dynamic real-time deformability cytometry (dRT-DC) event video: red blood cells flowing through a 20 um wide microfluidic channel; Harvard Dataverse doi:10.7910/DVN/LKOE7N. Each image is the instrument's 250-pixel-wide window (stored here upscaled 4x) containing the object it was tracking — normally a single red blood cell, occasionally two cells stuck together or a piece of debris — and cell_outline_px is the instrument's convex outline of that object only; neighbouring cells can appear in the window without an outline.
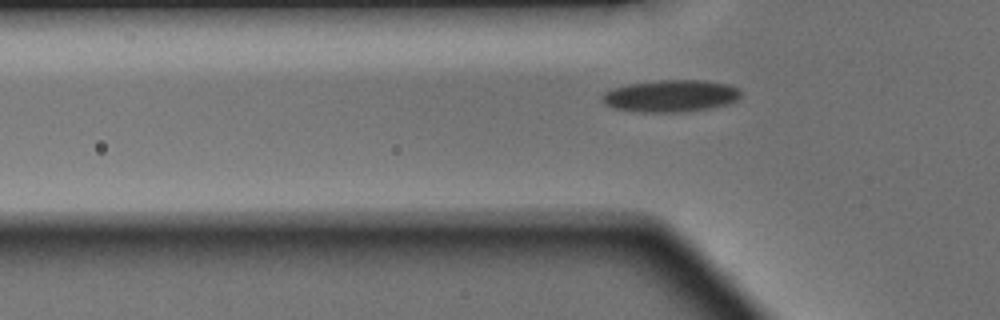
{"species": "Egyptian fruit bat (a non-hibernating species)", "species_latin": "Rousettus aegyptiacus", "temperature_condition": "warm", "stored_images_in_passage": 2, "camera_frame_rate_fps": 3000, "um_per_image_px": 0.085, "animal": {"sex": "male"}, "frame": {"image": 1, "passage_image": 2, "time_ms": 0.333, "image_size_px": [1000, 320], "cell_outline_px": [[740, 96], [736, 100], [728, 104], [712, 108], [684, 112], [632, 112], [612, 108], [604, 104], [600, 96], [604, 92], [612, 88], [628, 84], [660, 80], [704, 80], [728, 84], [740, 88]], "centroid_in_image_um": [56.98, 8.16], "position_along_channel_um": 68.8, "area_um2": 26.3}}